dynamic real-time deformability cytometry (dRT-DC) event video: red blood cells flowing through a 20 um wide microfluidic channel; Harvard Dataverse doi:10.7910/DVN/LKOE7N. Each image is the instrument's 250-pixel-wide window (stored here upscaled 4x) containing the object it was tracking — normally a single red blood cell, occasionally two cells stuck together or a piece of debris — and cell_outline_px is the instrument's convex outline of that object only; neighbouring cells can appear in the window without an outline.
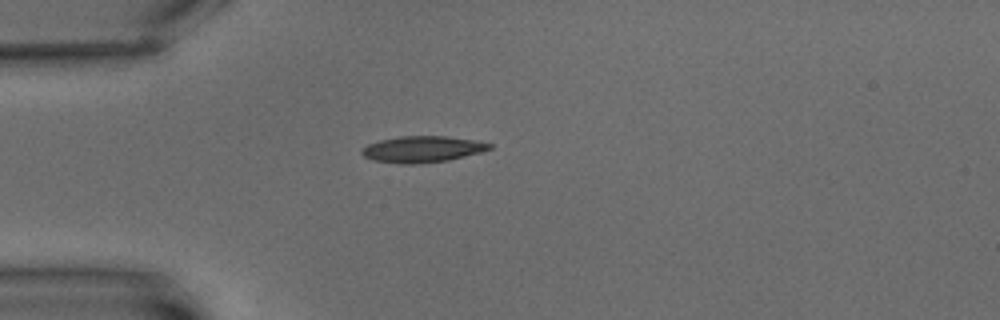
{"species": "common noctule bat (a hibernating species)", "species_latin": "Nyctalus noctula", "temperature_condition": "warm", "stored_images_in_passage": 1, "camera_frame_rate_fps": 3000, "um_per_image_px": 0.085, "animal": {"sex": "male", "body_mass_g": 15.6}, "frame": {"image": 1, "passage_image": 1, "time_ms": 0.0, "image_size_px": [1000, 320], "cell_outline_px": [[492, 148], [480, 152], [448, 160], [412, 164], [400, 164], [372, 160], [364, 156], [360, 152], [360, 148], [368, 144], [380, 140], [400, 136], [448, 136], [476, 140], [492, 144]], "centroid_in_image_um": [35.87, 12.68], "position_along_channel_um": 49.1, "area_um2": 19.59}}